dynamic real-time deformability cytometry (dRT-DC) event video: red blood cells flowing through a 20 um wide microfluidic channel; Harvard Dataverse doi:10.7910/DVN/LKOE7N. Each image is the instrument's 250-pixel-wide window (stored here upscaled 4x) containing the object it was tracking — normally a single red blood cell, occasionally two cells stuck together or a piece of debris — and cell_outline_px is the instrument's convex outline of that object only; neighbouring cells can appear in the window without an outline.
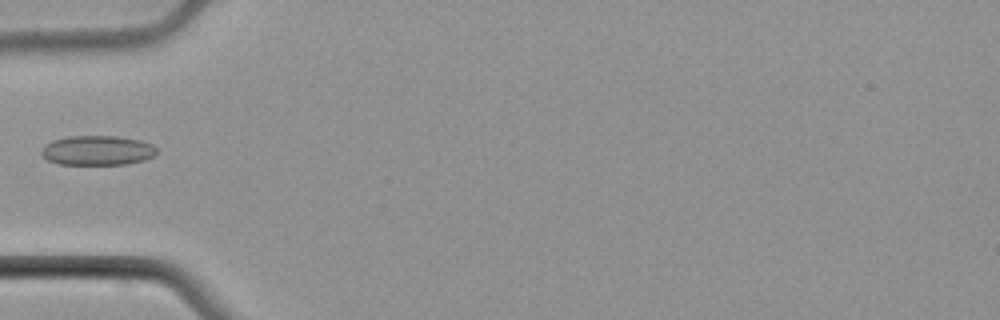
{"species": "common noctule bat (a hibernating species)", "species_latin": "Nyctalus noctula", "temperature_condition": "cold", "stored_images_in_passage": 6, "camera_frame_rate_fps": 3000, "um_per_image_px": 0.085, "animal": {"sex": "male", "body_mass_g": 21.5, "forearm_length_mm": 52.0}, "frame": {"image": 1, "passage_image": 5, "time_ms": 5.0, "image_size_px": [1000, 320], "cell_outline_px": [[156, 152], [152, 156], [144, 160], [128, 164], [60, 164], [48, 160], [40, 152], [44, 144], [52, 140], [68, 136], [116, 136], [140, 140], [152, 144], [156, 148]], "centroid_in_image_um": [8.26, 12.78], "position_along_channel_um": 76.7, "area_um2": 19.88}}
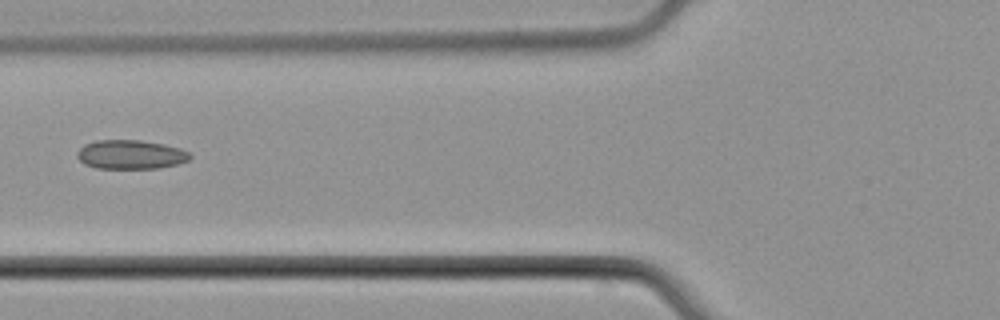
{"frame": {"image": 2, "passage_image": 6, "time_ms": 6.0, "image_size_px": [1000, 320], "cell_outline_px": [[192, 156], [188, 160], [176, 164], [160, 168], [96, 168], [84, 164], [76, 156], [76, 152], [84, 144], [96, 140], [140, 140], [164, 144], [180, 148], [188, 152]], "centroid_in_image_um": [11.08, 13.13], "position_along_channel_um": 114.7, "area_um2": 19.13}}